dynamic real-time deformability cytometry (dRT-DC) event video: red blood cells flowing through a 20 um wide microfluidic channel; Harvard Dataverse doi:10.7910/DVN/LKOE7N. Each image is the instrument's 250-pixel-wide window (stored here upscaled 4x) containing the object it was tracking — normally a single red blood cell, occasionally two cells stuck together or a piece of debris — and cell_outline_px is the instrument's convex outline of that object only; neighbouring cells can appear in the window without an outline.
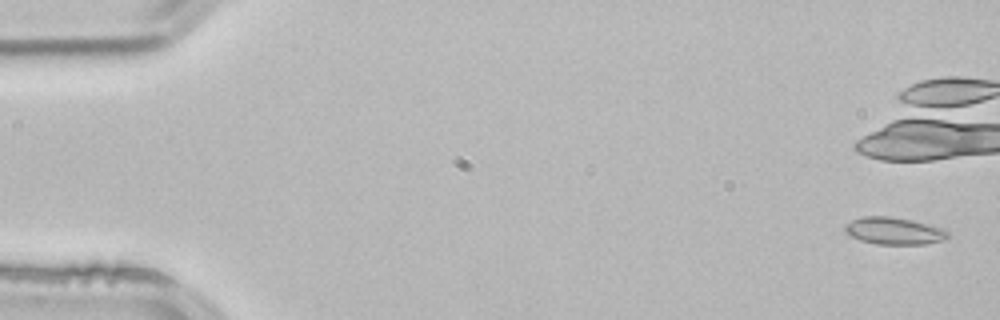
{"species": "common noctule bat (a hibernating species)", "species_latin": "Nyctalus noctula", "temperature_condition": "room temperature", "stored_images_in_passage": 5, "camera_frame_rate_fps": 3000, "um_per_image_px": 0.085, "animal": {"sex": "male", "body_mass_g": 21.5, "forearm_length_mm": 52.0}, "frame": {"image": 1, "passage_image": 1, "time_ms": 0.0, "image_size_px": [1000, 320], "cell_outline_px": [[948, 236], [944, 240], [924, 244], [876, 244], [860, 240], [852, 236], [844, 228], [852, 220], [864, 216], [888, 216], [912, 220], [944, 228], [948, 232]], "centroid_in_image_um": [76.03, 19.62], "position_along_channel_um": 9.0, "area_um2": 16.07}}
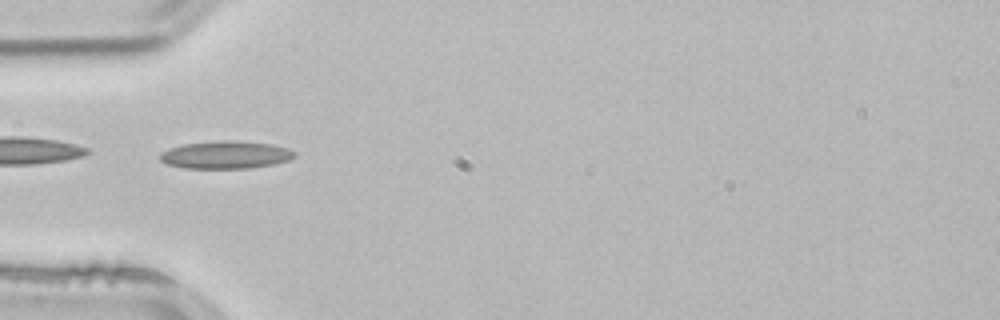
{"frame": {"image": 2, "passage_image": 5, "time_ms": 1.333, "image_size_px": [1000, 320], "cell_outline_px": [[296, 156], [288, 160], [272, 164], [252, 168], [184, 168], [168, 164], [160, 160], [160, 152], [168, 148], [184, 144], [220, 140], [236, 140], [272, 144], [288, 148], [296, 152]], "centroid_in_image_um": [19.19, 13.15], "position_along_channel_um": 65.8, "area_um2": 21.79}}